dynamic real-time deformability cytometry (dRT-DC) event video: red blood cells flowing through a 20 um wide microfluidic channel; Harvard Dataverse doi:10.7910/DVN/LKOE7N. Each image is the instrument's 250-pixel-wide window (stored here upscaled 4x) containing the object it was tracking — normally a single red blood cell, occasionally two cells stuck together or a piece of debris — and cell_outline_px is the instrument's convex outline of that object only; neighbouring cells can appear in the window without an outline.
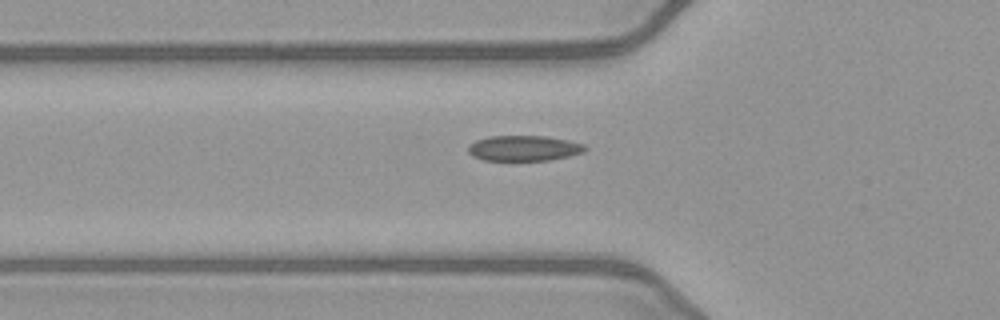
{"species": "common noctule bat (a hibernating species)", "species_latin": "Nyctalus noctula", "temperature_condition": "warm", "stored_images_in_passage": 39, "camera_frame_rate_fps": 3000, "um_per_image_px": 0.085, "animal": {"sex": "female", "body_mass_g": 21.9}, "frame": {"image": 1, "passage_image": 9, "time_ms": 2.667, "image_size_px": [1000, 320], "cell_outline_px": [[588, 148], [584, 152], [568, 156], [548, 160], [484, 160], [472, 156], [468, 152], [468, 144], [476, 140], [488, 136], [544, 136], [568, 140], [584, 144]], "centroid_in_image_um": [44.51, 12.59], "position_along_channel_um": 81.3, "area_um2": 17.34}}
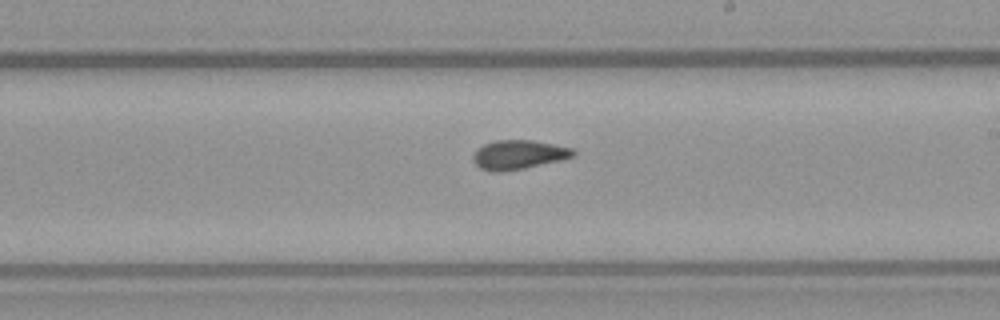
{"frame": {"image": 2, "passage_image": 21, "time_ms": 6.667, "image_size_px": [1000, 320], "cell_outline_px": [[576, 152], [572, 156], [560, 160], [524, 168], [500, 172], [488, 172], [480, 168], [472, 160], [472, 156], [476, 148], [484, 144], [496, 140], [532, 140], [572, 148]], "centroid_in_image_um": [44.01, 13.15], "position_along_channel_um": 245.0, "area_um2": 16.99}}
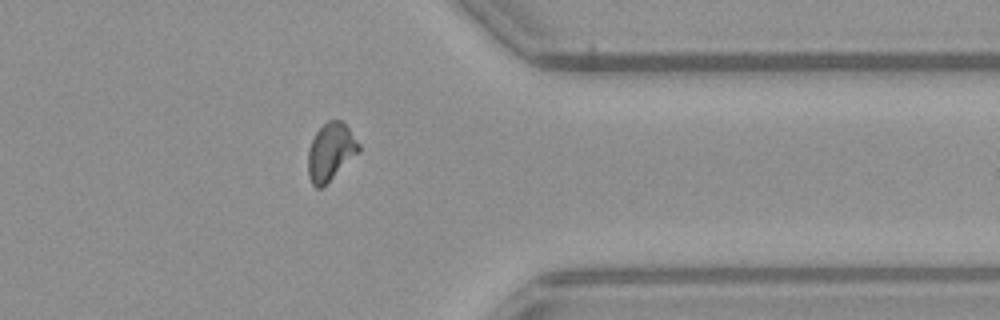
{"frame": {"image": 3, "passage_image": 32, "time_ms": 10.333, "image_size_px": [1000, 320], "cell_outline_px": [[360, 152], [320, 188], [316, 188], [312, 184], [308, 176], [308, 152], [312, 140], [316, 132], [328, 120], [340, 120], [348, 128], [360, 144]], "centroid_in_image_um": [28.1, 12.9], "position_along_channel_um": 383.3, "area_um2": 16.7}, "authors_computed_cell_mechanics": {"area_um2": 16.9932, "velocity_mm_per_s": 4.0574, "shape_relaxation_time_tau1_ms": 5.4399, "shape_relaxation_time_tau2_ms": 1.1267, "deformation_change_tau1": 0.1411, "deformation_change_tau2": 0.0583}}